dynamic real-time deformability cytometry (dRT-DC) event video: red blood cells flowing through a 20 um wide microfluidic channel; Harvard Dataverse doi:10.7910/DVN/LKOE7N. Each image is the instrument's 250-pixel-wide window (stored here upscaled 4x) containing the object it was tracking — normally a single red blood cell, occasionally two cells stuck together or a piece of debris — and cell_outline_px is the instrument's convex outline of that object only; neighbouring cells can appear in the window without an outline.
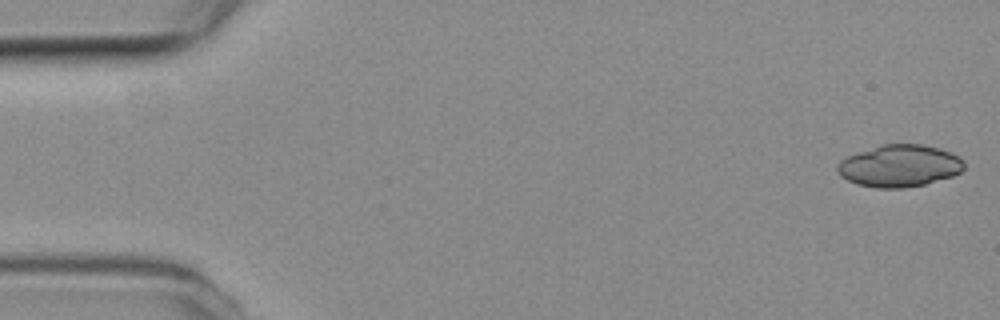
{"species": "common noctule bat (a hibernating species)", "species_latin": "Nyctalus noctula", "temperature_condition": "room temperature", "stored_images_in_passage": 11, "camera_frame_rate_fps": 3000, "um_per_image_px": 0.085, "animal": {"sex": "female", "body_mass_g": 19.3, "forearm_length_mm": 54.1}, "frame": {"image": 1, "passage_image": 1, "time_ms": 0.0, "image_size_px": [1000, 320], "cell_outline_px": [[964, 168], [960, 172], [952, 176], [924, 184], [904, 188], [876, 188], [856, 184], [840, 176], [836, 168], [836, 164], [840, 160], [848, 156], [880, 144], [924, 144], [940, 148], [960, 156], [964, 160]], "centroid_in_image_um": [76.45, 14.09], "position_along_channel_um": 8.5, "area_um2": 31.27}}